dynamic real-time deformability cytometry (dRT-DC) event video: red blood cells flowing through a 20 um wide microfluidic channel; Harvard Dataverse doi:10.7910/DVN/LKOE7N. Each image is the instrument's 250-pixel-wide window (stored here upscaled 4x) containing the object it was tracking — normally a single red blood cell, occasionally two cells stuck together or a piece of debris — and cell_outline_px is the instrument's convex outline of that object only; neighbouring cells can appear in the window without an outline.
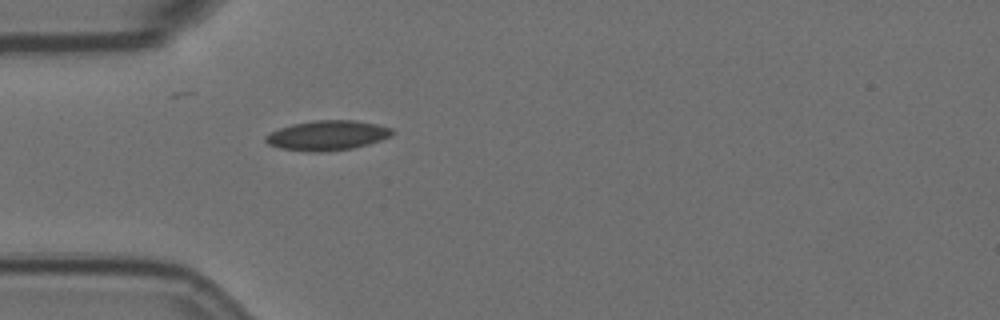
{"species": "Egyptian fruit bat (a non-hibernating species)", "species_latin": "Rousettus aegyptiacus", "temperature_condition": "room temperature", "stored_images_in_passage": 37, "camera_frame_rate_fps": 3000, "um_per_image_px": 0.085, "animal": {"sex": "female"}, "frame": {"image": 1, "passage_image": 1, "time_ms": 0.0, "image_size_px": [1000, 320], "cell_outline_px": [[396, 132], [392, 136], [368, 144], [352, 148], [320, 152], [308, 152], [280, 148], [268, 144], [264, 140], [264, 136], [280, 128], [292, 124], [312, 120], [356, 120], [376, 124], [392, 128]], "centroid_in_image_um": [27.83, 11.5], "position_along_channel_um": 57.2, "area_um2": 22.08}}
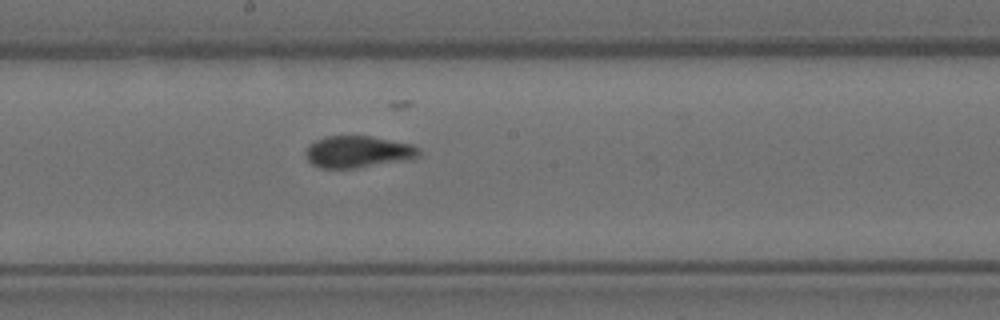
{"frame": {"image": 2, "passage_image": 15, "time_ms": 4.667, "image_size_px": [1000, 320], "cell_outline_px": [[420, 156], [404, 160], [356, 168], [320, 168], [312, 164], [308, 160], [304, 152], [308, 144], [324, 136], [372, 136], [412, 144], [420, 148]], "centroid_in_image_um": [30.4, 12.89], "position_along_channel_um": 217.8, "area_um2": 21.1}}
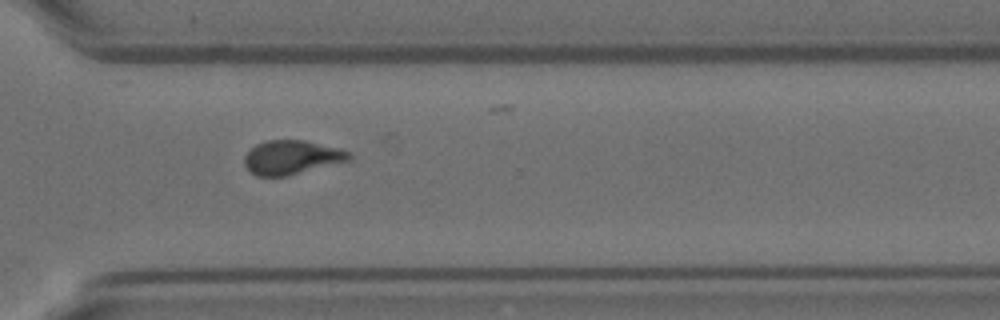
{"frame": {"image": 3, "passage_image": 26, "time_ms": 8.333, "image_size_px": [1000, 320], "cell_outline_px": [[352, 160], [288, 176], [256, 176], [244, 164], [244, 156], [256, 144], [268, 140], [304, 140], [336, 148], [348, 152], [352, 156]], "centroid_in_image_um": [24.79, 13.39], "position_along_channel_um": 345.8, "area_um2": 20.63}, "authors_computed_cell_mechanics": {"area_um2": 21.1548, "velocity_mm_per_s": 3.5137, "shape_relaxation_time_tau1_ms": 7.3026, "shape_relaxation_time_tau2_ms": 0.956, "deformation_change_tau1": 0.1598, "deformation_change_tau2": 0.0403}}